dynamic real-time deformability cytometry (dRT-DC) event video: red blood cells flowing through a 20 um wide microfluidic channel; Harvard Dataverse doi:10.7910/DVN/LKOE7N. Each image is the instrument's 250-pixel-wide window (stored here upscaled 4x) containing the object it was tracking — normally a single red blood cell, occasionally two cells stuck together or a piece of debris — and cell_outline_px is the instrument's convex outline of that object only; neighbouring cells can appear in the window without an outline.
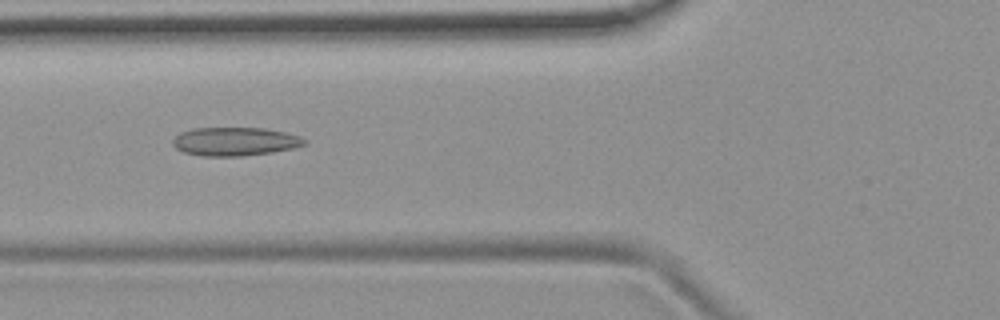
{"species": "common noctule bat (a hibernating species)", "species_latin": "Nyctalus noctula", "temperature_condition": "room temperature", "stored_images_in_passage": 40, "camera_frame_rate_fps": 3000, "um_per_image_px": 0.085, "animal": {"sex": "female", "body_mass_g": 19.9}, "frame": {"image": 1, "passage_image": 7, "time_ms": 2.0, "image_size_px": [1000, 320], "cell_outline_px": [[308, 144], [296, 148], [272, 152], [240, 156], [204, 156], [184, 152], [176, 148], [172, 144], [172, 140], [180, 132], [192, 128], [264, 128], [284, 132], [300, 136], [308, 140]], "centroid_in_image_um": [20.01, 12.02], "position_along_channel_um": 105.8, "area_um2": 22.02}}
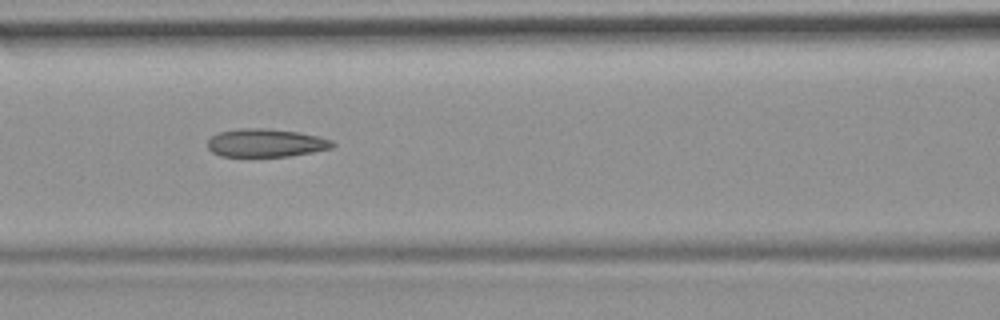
{"frame": {"image": 2, "passage_image": 10, "time_ms": 3.0, "image_size_px": [1000, 320], "cell_outline_px": [[336, 144], [332, 148], [312, 152], [288, 156], [220, 156], [212, 152], [208, 148], [208, 140], [212, 136], [220, 132], [240, 128], [268, 128], [300, 132], [320, 136], [332, 140]], "centroid_in_image_um": [22.63, 12.14], "position_along_channel_um": 144.0, "area_um2": 20.58}}
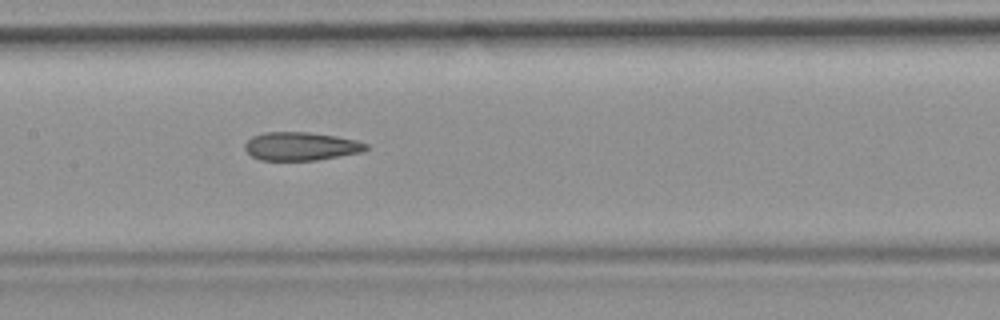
{"frame": {"image": 3, "passage_image": 13, "time_ms": 4.0, "image_size_px": [1000, 320], "cell_outline_px": [[368, 148], [364, 152], [316, 160], [260, 160], [252, 156], [244, 148], [244, 144], [252, 136], [264, 132], [308, 132], [336, 136], [356, 140], [368, 144]], "centroid_in_image_um": [25.59, 12.43], "position_along_channel_um": 181.8, "area_um2": 20.06}, "authors_computed_cell_mechanics": {"area_um2": 20.6057, "velocity_mm_per_s": 3.8004, "shape_relaxation_time_tau1_ms": null, "shape_relaxation_time_tau2_ms": 3.1958, "deformation_change_tau1": null, "deformation_change_tau2": 0.1201}}